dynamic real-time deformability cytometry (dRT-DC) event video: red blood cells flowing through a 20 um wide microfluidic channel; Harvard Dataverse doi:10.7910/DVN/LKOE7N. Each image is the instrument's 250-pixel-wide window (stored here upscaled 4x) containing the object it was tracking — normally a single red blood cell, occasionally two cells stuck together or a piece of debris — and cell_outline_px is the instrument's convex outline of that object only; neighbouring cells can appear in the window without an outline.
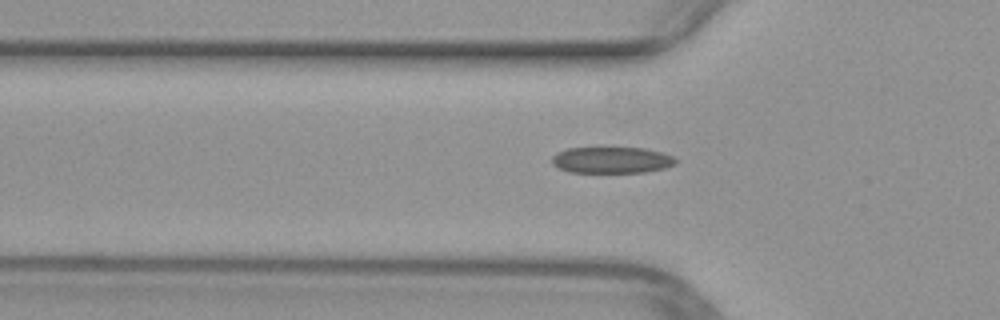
{"species": "common noctule bat (a hibernating species)", "species_latin": "Nyctalus noctula", "temperature_condition": "warm", "stored_images_in_passage": 6, "camera_frame_rate_fps": 3000, "um_per_image_px": 0.085, "animal": {"sex": "female", "body_mass_g": 29.2, "forearm_length_mm": 56.3}, "frame": {"image": 1, "passage_image": 4, "time_ms": 1.0, "image_size_px": [1000, 320], "cell_outline_px": [[680, 160], [676, 164], [664, 168], [644, 172], [568, 172], [552, 164], [552, 156], [556, 152], [568, 148], [644, 148], [664, 152]], "centroid_in_image_um": [52.02, 13.6], "position_along_channel_um": 73.8, "area_um2": 19.07}}